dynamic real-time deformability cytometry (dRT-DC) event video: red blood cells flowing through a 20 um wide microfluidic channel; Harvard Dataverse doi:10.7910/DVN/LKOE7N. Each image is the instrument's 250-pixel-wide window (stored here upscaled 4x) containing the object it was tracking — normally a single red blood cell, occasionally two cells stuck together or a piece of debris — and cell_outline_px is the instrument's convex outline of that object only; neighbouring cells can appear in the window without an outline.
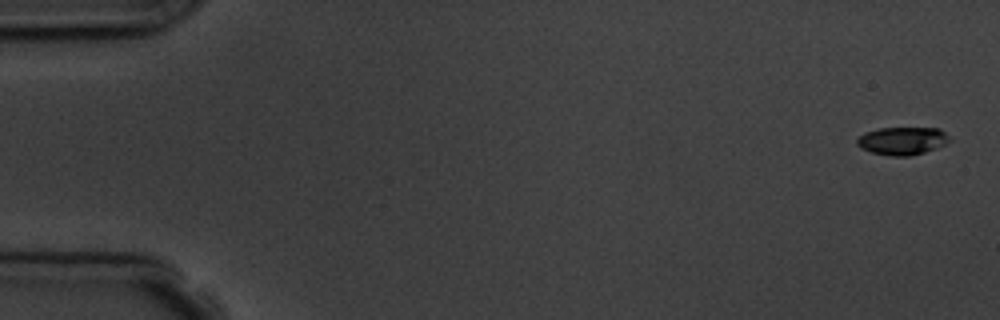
{"species": "common noctule bat (a hibernating species)", "species_latin": "Nyctalus noctula", "temperature_condition": "room temperature", "stored_images_in_passage": 5, "camera_frame_rate_fps": 3000, "um_per_image_px": 0.085, "animal": {"sex": "male", "body_mass_g": 19.5, "forearm_length_mm": 54.6}, "frame": {"image": 1, "passage_image": 1, "time_ms": 0.0, "image_size_px": [1000, 320], "cell_outline_px": [[952, 140], [936, 148], [924, 152], [908, 156], [892, 156], [872, 152], [860, 148], [856, 144], [856, 140], [864, 132], [880, 128], [940, 128]], "centroid_in_image_um": [76.68, 11.96], "position_along_channel_um": 8.3, "area_um2": 14.97}}
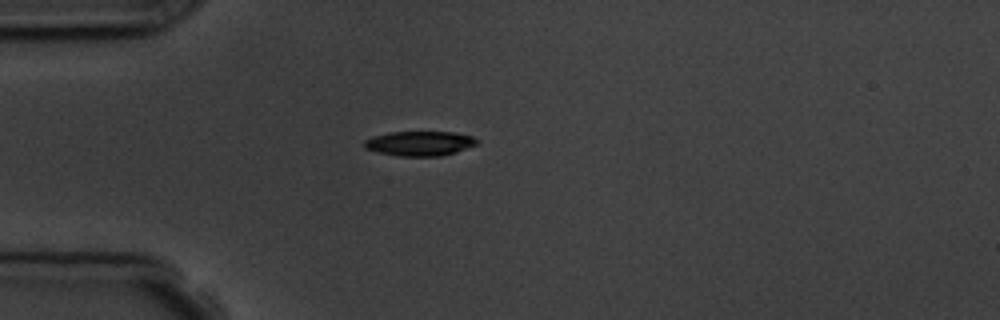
{"frame": {"image": 2, "passage_image": 5, "time_ms": 4.667, "image_size_px": [1000, 320], "cell_outline_px": [[476, 144], [456, 152], [440, 156], [400, 156], [376, 152], [364, 148], [364, 140], [372, 136], [388, 132], [452, 132], [472, 136], [476, 140]], "centroid_in_image_um": [35.61, 12.19], "position_along_channel_um": 49.4, "area_um2": 16.13}}